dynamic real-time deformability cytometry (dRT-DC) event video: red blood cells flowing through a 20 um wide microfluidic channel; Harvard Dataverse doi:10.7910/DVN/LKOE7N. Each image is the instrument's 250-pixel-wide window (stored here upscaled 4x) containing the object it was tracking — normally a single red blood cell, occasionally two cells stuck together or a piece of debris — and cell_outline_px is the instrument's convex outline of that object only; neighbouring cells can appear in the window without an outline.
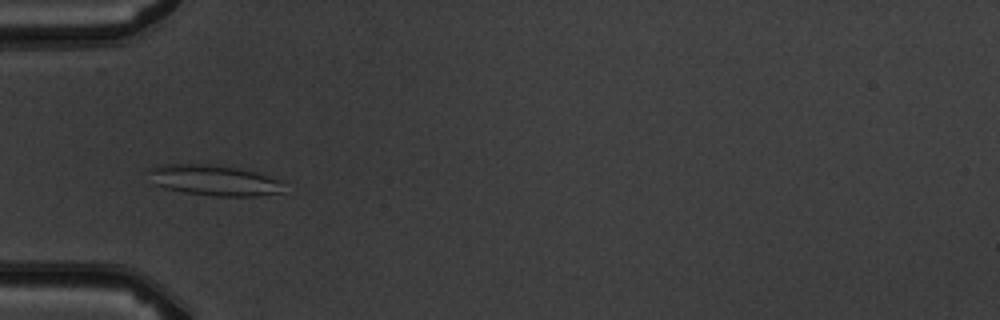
{"species": "common noctule bat (a hibernating species)", "species_latin": "Nyctalus noctula", "temperature_condition": "warm", "stored_images_in_passage": 8, "camera_frame_rate_fps": 3000, "um_per_image_px": 0.085, "animal": {"sex": "male", "body_mass_g": 19.5, "forearm_length_mm": 54.6}, "frame": {"image": 1, "passage_image": 6, "time_ms": 5.667, "image_size_px": [1000, 320], "cell_outline_px": [[284, 180], [280, 192], [256, 196], [216, 196], [184, 192], [164, 188], [152, 184], [148, 168], [156, 164], [220, 164], [240, 168], [256, 172]], "centroid_in_image_um": [18.16, 15.3], "position_along_channel_um": 66.8, "area_um2": 24.51}}